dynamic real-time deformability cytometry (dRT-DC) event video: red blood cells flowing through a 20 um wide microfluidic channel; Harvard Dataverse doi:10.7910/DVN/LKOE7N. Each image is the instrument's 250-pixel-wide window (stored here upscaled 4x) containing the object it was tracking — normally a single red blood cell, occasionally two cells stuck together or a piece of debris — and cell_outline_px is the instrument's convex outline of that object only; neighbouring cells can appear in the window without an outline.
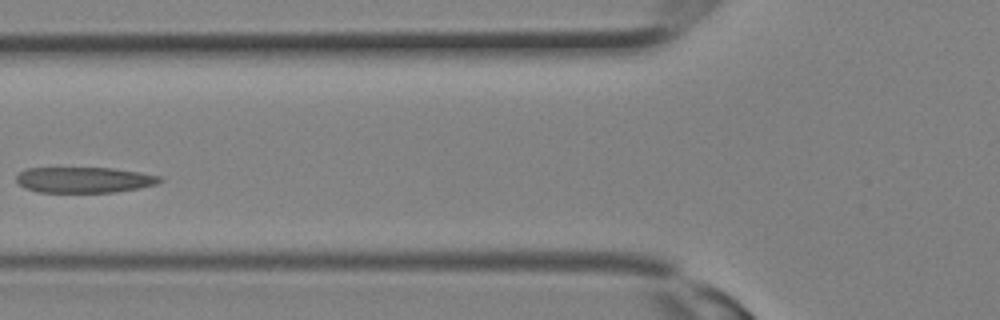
{"species": "Egyptian fruit bat (a non-hibernating species)", "species_latin": "Rousettus aegyptiacus", "temperature_condition": "room temperature", "stored_images_in_passage": 15, "camera_frame_rate_fps": 3000, "um_per_image_px": 0.085, "animal": {"sex": "female"}, "frame": {"image": 1, "passage_image": 9, "time_ms": 2.667, "image_size_px": [1000, 320], "cell_outline_px": [[164, 180], [156, 184], [116, 192], [40, 192], [24, 188], [16, 180], [16, 176], [20, 172], [28, 168], [112, 168], [140, 172], [160, 176]], "centroid_in_image_um": [7.15, 15.28], "position_along_channel_um": 118.6, "area_um2": 21.39}}
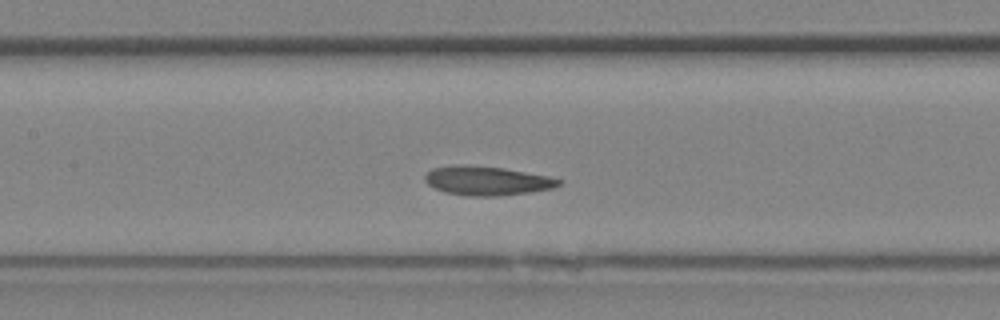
{"frame": {"image": 2, "passage_image": 11, "time_ms": 3.333, "image_size_px": [1000, 320], "cell_outline_px": [[564, 180], [560, 184], [552, 188], [532, 192], [496, 196], [468, 196], [444, 192], [428, 184], [424, 180], [424, 176], [432, 168], [456, 164], [464, 164], [504, 168], [548, 176]], "centroid_in_image_um": [41.38, 15.36], "position_along_channel_um": 166.0, "area_um2": 22.77}}